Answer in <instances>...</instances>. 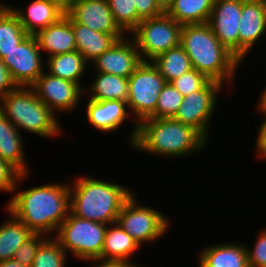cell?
Instances as JSON below:
<instances>
[{
    "label": "cell",
    "mask_w": 266,
    "mask_h": 267,
    "mask_svg": "<svg viewBox=\"0 0 266 267\" xmlns=\"http://www.w3.org/2000/svg\"><path fill=\"white\" fill-rule=\"evenodd\" d=\"M13 193L5 208L33 233L50 237L68 216L70 187L67 183H47Z\"/></svg>",
    "instance_id": "obj_1"
},
{
    "label": "cell",
    "mask_w": 266,
    "mask_h": 267,
    "mask_svg": "<svg viewBox=\"0 0 266 267\" xmlns=\"http://www.w3.org/2000/svg\"><path fill=\"white\" fill-rule=\"evenodd\" d=\"M207 140L192 126L174 118H147L137 124L131 145L134 150L150 154L180 158L203 150Z\"/></svg>",
    "instance_id": "obj_2"
},
{
    "label": "cell",
    "mask_w": 266,
    "mask_h": 267,
    "mask_svg": "<svg viewBox=\"0 0 266 267\" xmlns=\"http://www.w3.org/2000/svg\"><path fill=\"white\" fill-rule=\"evenodd\" d=\"M70 187L69 212L86 220L104 223L117 222L125 202L132 196L133 189L106 180L78 176Z\"/></svg>",
    "instance_id": "obj_3"
},
{
    "label": "cell",
    "mask_w": 266,
    "mask_h": 267,
    "mask_svg": "<svg viewBox=\"0 0 266 267\" xmlns=\"http://www.w3.org/2000/svg\"><path fill=\"white\" fill-rule=\"evenodd\" d=\"M180 45L190 58L192 68L209 80L222 85L234 82L241 62L220 43L208 23L183 25Z\"/></svg>",
    "instance_id": "obj_4"
},
{
    "label": "cell",
    "mask_w": 266,
    "mask_h": 267,
    "mask_svg": "<svg viewBox=\"0 0 266 267\" xmlns=\"http://www.w3.org/2000/svg\"><path fill=\"white\" fill-rule=\"evenodd\" d=\"M0 111L19 131L22 129L47 139L63 132L58 116L37 97L32 87L18 86L11 91L0 100Z\"/></svg>",
    "instance_id": "obj_5"
},
{
    "label": "cell",
    "mask_w": 266,
    "mask_h": 267,
    "mask_svg": "<svg viewBox=\"0 0 266 267\" xmlns=\"http://www.w3.org/2000/svg\"><path fill=\"white\" fill-rule=\"evenodd\" d=\"M129 89L127 106L133 118L132 133L129 135L131 146L137 133V124L147 118H155L158 97L167 83L158 68L151 61H142L128 78Z\"/></svg>",
    "instance_id": "obj_6"
},
{
    "label": "cell",
    "mask_w": 266,
    "mask_h": 267,
    "mask_svg": "<svg viewBox=\"0 0 266 267\" xmlns=\"http://www.w3.org/2000/svg\"><path fill=\"white\" fill-rule=\"evenodd\" d=\"M107 226L69 212L53 237L66 253H71L74 258L88 262L101 259Z\"/></svg>",
    "instance_id": "obj_7"
},
{
    "label": "cell",
    "mask_w": 266,
    "mask_h": 267,
    "mask_svg": "<svg viewBox=\"0 0 266 267\" xmlns=\"http://www.w3.org/2000/svg\"><path fill=\"white\" fill-rule=\"evenodd\" d=\"M182 26L167 13L143 19L129 34L142 61H152L161 53L180 45Z\"/></svg>",
    "instance_id": "obj_8"
},
{
    "label": "cell",
    "mask_w": 266,
    "mask_h": 267,
    "mask_svg": "<svg viewBox=\"0 0 266 267\" xmlns=\"http://www.w3.org/2000/svg\"><path fill=\"white\" fill-rule=\"evenodd\" d=\"M136 194L125 202L117 222L120 226L138 242L140 246L144 243L159 240L170 229V218L149 206H140ZM137 198V199H136Z\"/></svg>",
    "instance_id": "obj_9"
},
{
    "label": "cell",
    "mask_w": 266,
    "mask_h": 267,
    "mask_svg": "<svg viewBox=\"0 0 266 267\" xmlns=\"http://www.w3.org/2000/svg\"><path fill=\"white\" fill-rule=\"evenodd\" d=\"M222 88L224 85L210 80L201 90L185 95L174 119L192 126L206 140L210 139L209 128Z\"/></svg>",
    "instance_id": "obj_10"
},
{
    "label": "cell",
    "mask_w": 266,
    "mask_h": 267,
    "mask_svg": "<svg viewBox=\"0 0 266 267\" xmlns=\"http://www.w3.org/2000/svg\"><path fill=\"white\" fill-rule=\"evenodd\" d=\"M42 55L35 36L27 35L2 60L17 86L31 87L44 72Z\"/></svg>",
    "instance_id": "obj_11"
},
{
    "label": "cell",
    "mask_w": 266,
    "mask_h": 267,
    "mask_svg": "<svg viewBox=\"0 0 266 267\" xmlns=\"http://www.w3.org/2000/svg\"><path fill=\"white\" fill-rule=\"evenodd\" d=\"M31 87L54 114L76 110L82 97L86 96L79 84L53 76L45 70Z\"/></svg>",
    "instance_id": "obj_12"
},
{
    "label": "cell",
    "mask_w": 266,
    "mask_h": 267,
    "mask_svg": "<svg viewBox=\"0 0 266 267\" xmlns=\"http://www.w3.org/2000/svg\"><path fill=\"white\" fill-rule=\"evenodd\" d=\"M242 0H215L208 21L220 43L239 60Z\"/></svg>",
    "instance_id": "obj_13"
},
{
    "label": "cell",
    "mask_w": 266,
    "mask_h": 267,
    "mask_svg": "<svg viewBox=\"0 0 266 267\" xmlns=\"http://www.w3.org/2000/svg\"><path fill=\"white\" fill-rule=\"evenodd\" d=\"M117 40L115 44L97 57L92 64L94 72H102L129 78L142 63L140 53L131 37Z\"/></svg>",
    "instance_id": "obj_14"
},
{
    "label": "cell",
    "mask_w": 266,
    "mask_h": 267,
    "mask_svg": "<svg viewBox=\"0 0 266 267\" xmlns=\"http://www.w3.org/2000/svg\"><path fill=\"white\" fill-rule=\"evenodd\" d=\"M76 23L112 34L117 40L127 36L116 24L107 0H80L66 12Z\"/></svg>",
    "instance_id": "obj_15"
},
{
    "label": "cell",
    "mask_w": 266,
    "mask_h": 267,
    "mask_svg": "<svg viewBox=\"0 0 266 267\" xmlns=\"http://www.w3.org/2000/svg\"><path fill=\"white\" fill-rule=\"evenodd\" d=\"M266 34V1L242 0L239 23V61L244 62L249 51ZM257 41V42H256Z\"/></svg>",
    "instance_id": "obj_16"
},
{
    "label": "cell",
    "mask_w": 266,
    "mask_h": 267,
    "mask_svg": "<svg viewBox=\"0 0 266 267\" xmlns=\"http://www.w3.org/2000/svg\"><path fill=\"white\" fill-rule=\"evenodd\" d=\"M127 102L122 100L94 101L88 99L86 116L94 129L109 133L113 132L131 117Z\"/></svg>",
    "instance_id": "obj_17"
},
{
    "label": "cell",
    "mask_w": 266,
    "mask_h": 267,
    "mask_svg": "<svg viewBox=\"0 0 266 267\" xmlns=\"http://www.w3.org/2000/svg\"><path fill=\"white\" fill-rule=\"evenodd\" d=\"M34 36L41 52L48 53V57L77 50L70 16L66 12L57 22L40 30Z\"/></svg>",
    "instance_id": "obj_18"
},
{
    "label": "cell",
    "mask_w": 266,
    "mask_h": 267,
    "mask_svg": "<svg viewBox=\"0 0 266 267\" xmlns=\"http://www.w3.org/2000/svg\"><path fill=\"white\" fill-rule=\"evenodd\" d=\"M29 4L25 10L11 7L28 35H35L65 15L52 0H34Z\"/></svg>",
    "instance_id": "obj_19"
},
{
    "label": "cell",
    "mask_w": 266,
    "mask_h": 267,
    "mask_svg": "<svg viewBox=\"0 0 266 267\" xmlns=\"http://www.w3.org/2000/svg\"><path fill=\"white\" fill-rule=\"evenodd\" d=\"M198 267H250L246 245L220 243L201 249Z\"/></svg>",
    "instance_id": "obj_20"
},
{
    "label": "cell",
    "mask_w": 266,
    "mask_h": 267,
    "mask_svg": "<svg viewBox=\"0 0 266 267\" xmlns=\"http://www.w3.org/2000/svg\"><path fill=\"white\" fill-rule=\"evenodd\" d=\"M20 135L16 126L0 111V159L10 163L21 174H30Z\"/></svg>",
    "instance_id": "obj_21"
},
{
    "label": "cell",
    "mask_w": 266,
    "mask_h": 267,
    "mask_svg": "<svg viewBox=\"0 0 266 267\" xmlns=\"http://www.w3.org/2000/svg\"><path fill=\"white\" fill-rule=\"evenodd\" d=\"M140 247L118 222H114L107 226L101 259L132 263L130 259Z\"/></svg>",
    "instance_id": "obj_22"
},
{
    "label": "cell",
    "mask_w": 266,
    "mask_h": 267,
    "mask_svg": "<svg viewBox=\"0 0 266 267\" xmlns=\"http://www.w3.org/2000/svg\"><path fill=\"white\" fill-rule=\"evenodd\" d=\"M70 24L74 31L77 51L84 56L89 64L112 47L117 41L112 34L92 30L76 23L71 17Z\"/></svg>",
    "instance_id": "obj_23"
},
{
    "label": "cell",
    "mask_w": 266,
    "mask_h": 267,
    "mask_svg": "<svg viewBox=\"0 0 266 267\" xmlns=\"http://www.w3.org/2000/svg\"><path fill=\"white\" fill-rule=\"evenodd\" d=\"M46 59L45 64L49 74L77 83L84 89L85 84L82 86L81 79L86 74L85 72H87L86 70L90 64H88L81 53L76 50L50 56Z\"/></svg>",
    "instance_id": "obj_24"
},
{
    "label": "cell",
    "mask_w": 266,
    "mask_h": 267,
    "mask_svg": "<svg viewBox=\"0 0 266 267\" xmlns=\"http://www.w3.org/2000/svg\"><path fill=\"white\" fill-rule=\"evenodd\" d=\"M91 86L84 88V93L90 92L89 99L94 101L122 100L127 101L129 81L128 78L112 74L95 72Z\"/></svg>",
    "instance_id": "obj_25"
},
{
    "label": "cell",
    "mask_w": 266,
    "mask_h": 267,
    "mask_svg": "<svg viewBox=\"0 0 266 267\" xmlns=\"http://www.w3.org/2000/svg\"><path fill=\"white\" fill-rule=\"evenodd\" d=\"M0 226V262L12 259L16 250L34 233L10 211Z\"/></svg>",
    "instance_id": "obj_26"
},
{
    "label": "cell",
    "mask_w": 266,
    "mask_h": 267,
    "mask_svg": "<svg viewBox=\"0 0 266 267\" xmlns=\"http://www.w3.org/2000/svg\"><path fill=\"white\" fill-rule=\"evenodd\" d=\"M215 0H174L166 12L181 25L208 23Z\"/></svg>",
    "instance_id": "obj_27"
},
{
    "label": "cell",
    "mask_w": 266,
    "mask_h": 267,
    "mask_svg": "<svg viewBox=\"0 0 266 267\" xmlns=\"http://www.w3.org/2000/svg\"><path fill=\"white\" fill-rule=\"evenodd\" d=\"M27 35L17 14L11 6L4 4L0 8V59L6 57Z\"/></svg>",
    "instance_id": "obj_28"
},
{
    "label": "cell",
    "mask_w": 266,
    "mask_h": 267,
    "mask_svg": "<svg viewBox=\"0 0 266 267\" xmlns=\"http://www.w3.org/2000/svg\"><path fill=\"white\" fill-rule=\"evenodd\" d=\"M151 62L158 68L167 83L193 69L190 58L181 45L161 53Z\"/></svg>",
    "instance_id": "obj_29"
},
{
    "label": "cell",
    "mask_w": 266,
    "mask_h": 267,
    "mask_svg": "<svg viewBox=\"0 0 266 267\" xmlns=\"http://www.w3.org/2000/svg\"><path fill=\"white\" fill-rule=\"evenodd\" d=\"M68 254L53 237H48L37 250L31 267H65Z\"/></svg>",
    "instance_id": "obj_30"
},
{
    "label": "cell",
    "mask_w": 266,
    "mask_h": 267,
    "mask_svg": "<svg viewBox=\"0 0 266 267\" xmlns=\"http://www.w3.org/2000/svg\"><path fill=\"white\" fill-rule=\"evenodd\" d=\"M113 18L119 28L127 35L130 34L142 20L133 0H107Z\"/></svg>",
    "instance_id": "obj_31"
},
{
    "label": "cell",
    "mask_w": 266,
    "mask_h": 267,
    "mask_svg": "<svg viewBox=\"0 0 266 267\" xmlns=\"http://www.w3.org/2000/svg\"><path fill=\"white\" fill-rule=\"evenodd\" d=\"M183 97L170 83H166L158 97L155 118H174Z\"/></svg>",
    "instance_id": "obj_32"
},
{
    "label": "cell",
    "mask_w": 266,
    "mask_h": 267,
    "mask_svg": "<svg viewBox=\"0 0 266 267\" xmlns=\"http://www.w3.org/2000/svg\"><path fill=\"white\" fill-rule=\"evenodd\" d=\"M210 80L196 69H191L170 84L183 96L201 90Z\"/></svg>",
    "instance_id": "obj_33"
},
{
    "label": "cell",
    "mask_w": 266,
    "mask_h": 267,
    "mask_svg": "<svg viewBox=\"0 0 266 267\" xmlns=\"http://www.w3.org/2000/svg\"><path fill=\"white\" fill-rule=\"evenodd\" d=\"M29 175L31 174H21L10 163L0 159V191L13 194Z\"/></svg>",
    "instance_id": "obj_34"
},
{
    "label": "cell",
    "mask_w": 266,
    "mask_h": 267,
    "mask_svg": "<svg viewBox=\"0 0 266 267\" xmlns=\"http://www.w3.org/2000/svg\"><path fill=\"white\" fill-rule=\"evenodd\" d=\"M47 238L48 236L44 234L34 233L16 250L12 259L23 265L31 266L37 250Z\"/></svg>",
    "instance_id": "obj_35"
},
{
    "label": "cell",
    "mask_w": 266,
    "mask_h": 267,
    "mask_svg": "<svg viewBox=\"0 0 266 267\" xmlns=\"http://www.w3.org/2000/svg\"><path fill=\"white\" fill-rule=\"evenodd\" d=\"M253 248L247 247L250 267H266V228L259 232Z\"/></svg>",
    "instance_id": "obj_36"
},
{
    "label": "cell",
    "mask_w": 266,
    "mask_h": 267,
    "mask_svg": "<svg viewBox=\"0 0 266 267\" xmlns=\"http://www.w3.org/2000/svg\"><path fill=\"white\" fill-rule=\"evenodd\" d=\"M138 16L143 19L157 17L164 12L157 6L154 0H133Z\"/></svg>",
    "instance_id": "obj_37"
},
{
    "label": "cell",
    "mask_w": 266,
    "mask_h": 267,
    "mask_svg": "<svg viewBox=\"0 0 266 267\" xmlns=\"http://www.w3.org/2000/svg\"><path fill=\"white\" fill-rule=\"evenodd\" d=\"M3 60L0 59V100L17 88Z\"/></svg>",
    "instance_id": "obj_38"
},
{
    "label": "cell",
    "mask_w": 266,
    "mask_h": 267,
    "mask_svg": "<svg viewBox=\"0 0 266 267\" xmlns=\"http://www.w3.org/2000/svg\"><path fill=\"white\" fill-rule=\"evenodd\" d=\"M255 149L257 150V158L261 160H266V119H263L262 123L259 126ZM265 158V159H264Z\"/></svg>",
    "instance_id": "obj_39"
},
{
    "label": "cell",
    "mask_w": 266,
    "mask_h": 267,
    "mask_svg": "<svg viewBox=\"0 0 266 267\" xmlns=\"http://www.w3.org/2000/svg\"><path fill=\"white\" fill-rule=\"evenodd\" d=\"M88 262L93 264L90 267H140L137 263L135 264L134 262L130 263L126 261L94 259Z\"/></svg>",
    "instance_id": "obj_40"
},
{
    "label": "cell",
    "mask_w": 266,
    "mask_h": 267,
    "mask_svg": "<svg viewBox=\"0 0 266 267\" xmlns=\"http://www.w3.org/2000/svg\"><path fill=\"white\" fill-rule=\"evenodd\" d=\"M258 103L257 104V110H259L260 113L263 114V118L266 119V87L261 92L260 96L258 97Z\"/></svg>",
    "instance_id": "obj_41"
},
{
    "label": "cell",
    "mask_w": 266,
    "mask_h": 267,
    "mask_svg": "<svg viewBox=\"0 0 266 267\" xmlns=\"http://www.w3.org/2000/svg\"><path fill=\"white\" fill-rule=\"evenodd\" d=\"M57 4L64 12H67L73 5H75L80 0H52Z\"/></svg>",
    "instance_id": "obj_42"
},
{
    "label": "cell",
    "mask_w": 266,
    "mask_h": 267,
    "mask_svg": "<svg viewBox=\"0 0 266 267\" xmlns=\"http://www.w3.org/2000/svg\"><path fill=\"white\" fill-rule=\"evenodd\" d=\"M157 6L166 13L169 8L173 5L174 0H154Z\"/></svg>",
    "instance_id": "obj_43"
},
{
    "label": "cell",
    "mask_w": 266,
    "mask_h": 267,
    "mask_svg": "<svg viewBox=\"0 0 266 267\" xmlns=\"http://www.w3.org/2000/svg\"><path fill=\"white\" fill-rule=\"evenodd\" d=\"M0 267H31V266H26L13 259H8L5 261H1Z\"/></svg>",
    "instance_id": "obj_44"
},
{
    "label": "cell",
    "mask_w": 266,
    "mask_h": 267,
    "mask_svg": "<svg viewBox=\"0 0 266 267\" xmlns=\"http://www.w3.org/2000/svg\"><path fill=\"white\" fill-rule=\"evenodd\" d=\"M3 5H4V3L0 1V8H1Z\"/></svg>",
    "instance_id": "obj_45"
}]
</instances>
